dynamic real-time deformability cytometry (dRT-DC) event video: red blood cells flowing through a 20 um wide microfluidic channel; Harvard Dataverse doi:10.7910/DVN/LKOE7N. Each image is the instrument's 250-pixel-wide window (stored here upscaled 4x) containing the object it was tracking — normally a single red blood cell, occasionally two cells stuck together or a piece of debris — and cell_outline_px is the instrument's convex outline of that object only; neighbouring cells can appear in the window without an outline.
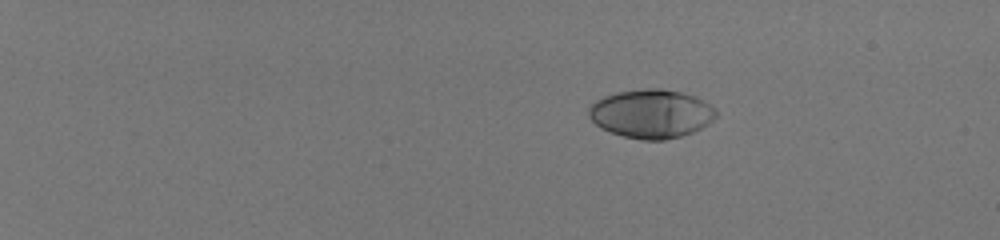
{"species": "human", "species_latin": "Homo sapiens", "temperature_condition": "room temperature", "stored_images_in_passage": 46, "camera_frame_rate_fps": 3000, "um_per_image_px": 0.085, "donor": {"sex": "male"}, "frame": {"image": 1, "passage_image": 1, "time_ms": 0.0, "image_size_px": [1000, 240], "cell_outline_px": [[716, 116], [708, 124], [692, 132], [680, 136], [664, 140], [640, 140], [624, 136], [600, 128], [588, 116], [588, 108], [596, 100], [604, 96], [616, 92], [648, 88], [660, 88], [680, 92], [696, 96], [704, 100], [716, 108]], "centroid_in_image_um": [55.36, 9.66], "position_along_channel_um": 29.6, "area_um2": 36.18}}
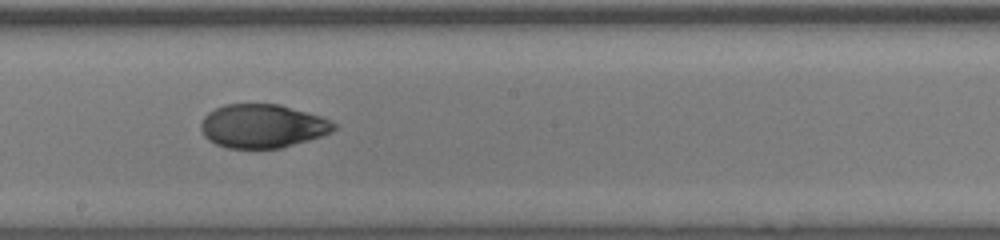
{"frame": {"image": 2, "passage_image": 27, "time_ms": 8.667, "image_size_px": [1000, 240], "cell_outline_px": [[336, 128], [332, 132], [308, 140], [280, 148], [228, 148], [216, 144], [208, 140], [204, 136], [200, 128], [200, 124], [204, 116], [208, 112], [224, 104], [280, 104], [320, 116], [336, 124]], "centroid_in_image_um": [22.28, 10.71], "position_along_channel_um": 225.9, "area_um2": 33.76}}
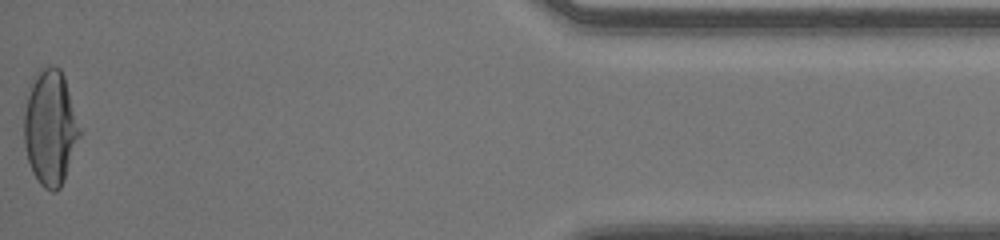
{"frame": {"image": 3, "passage_image": 46, "time_ms": 15.0, "image_size_px": [1000, 240], "cell_outline_px": [[84, 132], [64, 180], [60, 188], [56, 192], [52, 192], [44, 188], [40, 184], [32, 172], [28, 160], [24, 144], [24, 96], [32, 76], [48, 64], [52, 64], [60, 68], [64, 76]], "centroid_in_image_um": [4.29, 10.81], "position_along_channel_um": 430.9, "area_um2": 38.9}, "authors_computed_cell_mechanics": {"area_um2": 34.7956, "velocity_mm_per_s": 4.0881, "shape_relaxation_time_tau1_ms": 6.9371, "shape_relaxation_time_tau2_ms": 0.9735, "deformation_change_tau1": 0.2709, "deformation_change_tau2": 0.0438}}